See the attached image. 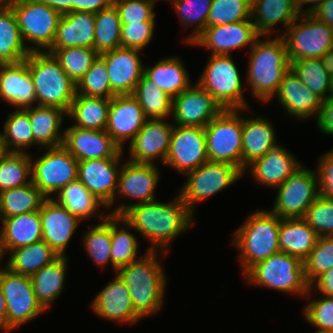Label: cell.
<instances>
[{
	"label": "cell",
	"instance_id": "11a10c76",
	"mask_svg": "<svg viewBox=\"0 0 333 333\" xmlns=\"http://www.w3.org/2000/svg\"><path fill=\"white\" fill-rule=\"evenodd\" d=\"M303 219L318 237L333 236V200L319 195Z\"/></svg>",
	"mask_w": 333,
	"mask_h": 333
},
{
	"label": "cell",
	"instance_id": "d6986e66",
	"mask_svg": "<svg viewBox=\"0 0 333 333\" xmlns=\"http://www.w3.org/2000/svg\"><path fill=\"white\" fill-rule=\"evenodd\" d=\"M258 37L252 21H239L206 27L189 45L207 48L209 55H232L237 49H250Z\"/></svg>",
	"mask_w": 333,
	"mask_h": 333
},
{
	"label": "cell",
	"instance_id": "db71d44e",
	"mask_svg": "<svg viewBox=\"0 0 333 333\" xmlns=\"http://www.w3.org/2000/svg\"><path fill=\"white\" fill-rule=\"evenodd\" d=\"M333 267V236L318 237L315 247L304 261L305 277L311 285Z\"/></svg>",
	"mask_w": 333,
	"mask_h": 333
},
{
	"label": "cell",
	"instance_id": "4dcf8cb0",
	"mask_svg": "<svg viewBox=\"0 0 333 333\" xmlns=\"http://www.w3.org/2000/svg\"><path fill=\"white\" fill-rule=\"evenodd\" d=\"M270 120L259 115L242 116V171L257 158L266 155L276 144V129Z\"/></svg>",
	"mask_w": 333,
	"mask_h": 333
},
{
	"label": "cell",
	"instance_id": "c3c4849f",
	"mask_svg": "<svg viewBox=\"0 0 333 333\" xmlns=\"http://www.w3.org/2000/svg\"><path fill=\"white\" fill-rule=\"evenodd\" d=\"M29 153L8 152L0 158V192L32 182Z\"/></svg>",
	"mask_w": 333,
	"mask_h": 333
},
{
	"label": "cell",
	"instance_id": "52a82bcc",
	"mask_svg": "<svg viewBox=\"0 0 333 333\" xmlns=\"http://www.w3.org/2000/svg\"><path fill=\"white\" fill-rule=\"evenodd\" d=\"M240 72L232 55H209L197 83L226 109H250L243 93Z\"/></svg>",
	"mask_w": 333,
	"mask_h": 333
},
{
	"label": "cell",
	"instance_id": "94428289",
	"mask_svg": "<svg viewBox=\"0 0 333 333\" xmlns=\"http://www.w3.org/2000/svg\"><path fill=\"white\" fill-rule=\"evenodd\" d=\"M317 129L325 135L333 136V96L322 101L318 118Z\"/></svg>",
	"mask_w": 333,
	"mask_h": 333
},
{
	"label": "cell",
	"instance_id": "44dd1931",
	"mask_svg": "<svg viewBox=\"0 0 333 333\" xmlns=\"http://www.w3.org/2000/svg\"><path fill=\"white\" fill-rule=\"evenodd\" d=\"M42 228V240L45 241L58 256L67 257L66 250L80 226L82 220L71 214L53 198H47L39 210Z\"/></svg>",
	"mask_w": 333,
	"mask_h": 333
},
{
	"label": "cell",
	"instance_id": "d590c367",
	"mask_svg": "<svg viewBox=\"0 0 333 333\" xmlns=\"http://www.w3.org/2000/svg\"><path fill=\"white\" fill-rule=\"evenodd\" d=\"M7 252L42 240L39 211L0 218Z\"/></svg>",
	"mask_w": 333,
	"mask_h": 333
},
{
	"label": "cell",
	"instance_id": "34e18365",
	"mask_svg": "<svg viewBox=\"0 0 333 333\" xmlns=\"http://www.w3.org/2000/svg\"><path fill=\"white\" fill-rule=\"evenodd\" d=\"M333 96V75H331L329 97Z\"/></svg>",
	"mask_w": 333,
	"mask_h": 333
},
{
	"label": "cell",
	"instance_id": "7c38bea8",
	"mask_svg": "<svg viewBox=\"0 0 333 333\" xmlns=\"http://www.w3.org/2000/svg\"><path fill=\"white\" fill-rule=\"evenodd\" d=\"M276 189L278 191L270 211L281 219L303 218L320 195L317 170L302 164Z\"/></svg>",
	"mask_w": 333,
	"mask_h": 333
},
{
	"label": "cell",
	"instance_id": "681fc988",
	"mask_svg": "<svg viewBox=\"0 0 333 333\" xmlns=\"http://www.w3.org/2000/svg\"><path fill=\"white\" fill-rule=\"evenodd\" d=\"M290 68L301 82L322 101L329 97L331 76L319 58H305L292 61Z\"/></svg>",
	"mask_w": 333,
	"mask_h": 333
},
{
	"label": "cell",
	"instance_id": "9c48e42d",
	"mask_svg": "<svg viewBox=\"0 0 333 333\" xmlns=\"http://www.w3.org/2000/svg\"><path fill=\"white\" fill-rule=\"evenodd\" d=\"M12 10L28 50L46 52L53 45L62 15L37 0H18Z\"/></svg>",
	"mask_w": 333,
	"mask_h": 333
},
{
	"label": "cell",
	"instance_id": "603a6c76",
	"mask_svg": "<svg viewBox=\"0 0 333 333\" xmlns=\"http://www.w3.org/2000/svg\"><path fill=\"white\" fill-rule=\"evenodd\" d=\"M141 50L118 48L99 55L106 63L114 95H132L144 74Z\"/></svg>",
	"mask_w": 333,
	"mask_h": 333
},
{
	"label": "cell",
	"instance_id": "003e7915",
	"mask_svg": "<svg viewBox=\"0 0 333 333\" xmlns=\"http://www.w3.org/2000/svg\"><path fill=\"white\" fill-rule=\"evenodd\" d=\"M326 0H294L295 5L300 14H306L314 11L320 4H322ZM307 4V8L304 9V5ZM312 4V5H311Z\"/></svg>",
	"mask_w": 333,
	"mask_h": 333
},
{
	"label": "cell",
	"instance_id": "74e56055",
	"mask_svg": "<svg viewBox=\"0 0 333 333\" xmlns=\"http://www.w3.org/2000/svg\"><path fill=\"white\" fill-rule=\"evenodd\" d=\"M111 99L76 94L67 117L72 126L83 129L105 130Z\"/></svg>",
	"mask_w": 333,
	"mask_h": 333
},
{
	"label": "cell",
	"instance_id": "ab89813d",
	"mask_svg": "<svg viewBox=\"0 0 333 333\" xmlns=\"http://www.w3.org/2000/svg\"><path fill=\"white\" fill-rule=\"evenodd\" d=\"M131 228L121 215H111V267L114 273L140 259L137 258L138 237L130 231Z\"/></svg>",
	"mask_w": 333,
	"mask_h": 333
},
{
	"label": "cell",
	"instance_id": "9f6ffc18",
	"mask_svg": "<svg viewBox=\"0 0 333 333\" xmlns=\"http://www.w3.org/2000/svg\"><path fill=\"white\" fill-rule=\"evenodd\" d=\"M307 302L302 309L305 321L317 329L315 332H333V297L321 295Z\"/></svg>",
	"mask_w": 333,
	"mask_h": 333
},
{
	"label": "cell",
	"instance_id": "8d00e7d4",
	"mask_svg": "<svg viewBox=\"0 0 333 333\" xmlns=\"http://www.w3.org/2000/svg\"><path fill=\"white\" fill-rule=\"evenodd\" d=\"M52 198L82 221L90 220L92 216L102 221L108 215L105 210L101 213L100 206L106 209L104 205L78 179L62 188L56 197Z\"/></svg>",
	"mask_w": 333,
	"mask_h": 333
},
{
	"label": "cell",
	"instance_id": "ac0fdd59",
	"mask_svg": "<svg viewBox=\"0 0 333 333\" xmlns=\"http://www.w3.org/2000/svg\"><path fill=\"white\" fill-rule=\"evenodd\" d=\"M223 109L197 82L172 99V123L179 126H207Z\"/></svg>",
	"mask_w": 333,
	"mask_h": 333
},
{
	"label": "cell",
	"instance_id": "7bdbcfd3",
	"mask_svg": "<svg viewBox=\"0 0 333 333\" xmlns=\"http://www.w3.org/2000/svg\"><path fill=\"white\" fill-rule=\"evenodd\" d=\"M132 96L139 102L147 119H168L172 115V98L144 74Z\"/></svg>",
	"mask_w": 333,
	"mask_h": 333
},
{
	"label": "cell",
	"instance_id": "2e32d148",
	"mask_svg": "<svg viewBox=\"0 0 333 333\" xmlns=\"http://www.w3.org/2000/svg\"><path fill=\"white\" fill-rule=\"evenodd\" d=\"M208 160L204 128L174 125L164 166L185 175Z\"/></svg>",
	"mask_w": 333,
	"mask_h": 333
},
{
	"label": "cell",
	"instance_id": "11e5206c",
	"mask_svg": "<svg viewBox=\"0 0 333 333\" xmlns=\"http://www.w3.org/2000/svg\"><path fill=\"white\" fill-rule=\"evenodd\" d=\"M315 333H333V332L330 331V332H315Z\"/></svg>",
	"mask_w": 333,
	"mask_h": 333
},
{
	"label": "cell",
	"instance_id": "5b68a950",
	"mask_svg": "<svg viewBox=\"0 0 333 333\" xmlns=\"http://www.w3.org/2000/svg\"><path fill=\"white\" fill-rule=\"evenodd\" d=\"M34 84L36 105L69 111L76 95V83L48 52H30L25 59Z\"/></svg>",
	"mask_w": 333,
	"mask_h": 333
},
{
	"label": "cell",
	"instance_id": "ee69618b",
	"mask_svg": "<svg viewBox=\"0 0 333 333\" xmlns=\"http://www.w3.org/2000/svg\"><path fill=\"white\" fill-rule=\"evenodd\" d=\"M121 26L114 4L95 13L94 50L99 55L121 47Z\"/></svg>",
	"mask_w": 333,
	"mask_h": 333
},
{
	"label": "cell",
	"instance_id": "3957f363",
	"mask_svg": "<svg viewBox=\"0 0 333 333\" xmlns=\"http://www.w3.org/2000/svg\"><path fill=\"white\" fill-rule=\"evenodd\" d=\"M259 36L249 49L245 76L251 96L266 103L278 92L285 73L290 69L286 46L281 36Z\"/></svg>",
	"mask_w": 333,
	"mask_h": 333
},
{
	"label": "cell",
	"instance_id": "4fadbf2b",
	"mask_svg": "<svg viewBox=\"0 0 333 333\" xmlns=\"http://www.w3.org/2000/svg\"><path fill=\"white\" fill-rule=\"evenodd\" d=\"M44 149L40 157L33 158L31 154L32 183L47 198H52L77 180L78 160L62 145Z\"/></svg>",
	"mask_w": 333,
	"mask_h": 333
},
{
	"label": "cell",
	"instance_id": "484cf974",
	"mask_svg": "<svg viewBox=\"0 0 333 333\" xmlns=\"http://www.w3.org/2000/svg\"><path fill=\"white\" fill-rule=\"evenodd\" d=\"M301 165L292 152L277 142L269 148L266 155L249 164L244 175L249 172L255 183L276 189Z\"/></svg>",
	"mask_w": 333,
	"mask_h": 333
},
{
	"label": "cell",
	"instance_id": "f1b7e54d",
	"mask_svg": "<svg viewBox=\"0 0 333 333\" xmlns=\"http://www.w3.org/2000/svg\"><path fill=\"white\" fill-rule=\"evenodd\" d=\"M95 13L73 11L59 19L53 45L49 49L87 47L94 49Z\"/></svg>",
	"mask_w": 333,
	"mask_h": 333
},
{
	"label": "cell",
	"instance_id": "bcb514c9",
	"mask_svg": "<svg viewBox=\"0 0 333 333\" xmlns=\"http://www.w3.org/2000/svg\"><path fill=\"white\" fill-rule=\"evenodd\" d=\"M82 235V247L94 264L99 268L111 265V214Z\"/></svg>",
	"mask_w": 333,
	"mask_h": 333
},
{
	"label": "cell",
	"instance_id": "f35d334b",
	"mask_svg": "<svg viewBox=\"0 0 333 333\" xmlns=\"http://www.w3.org/2000/svg\"><path fill=\"white\" fill-rule=\"evenodd\" d=\"M8 254L10 255L5 267L14 273L26 276H31L58 257L43 240L12 249Z\"/></svg>",
	"mask_w": 333,
	"mask_h": 333
},
{
	"label": "cell",
	"instance_id": "7402d4cb",
	"mask_svg": "<svg viewBox=\"0 0 333 333\" xmlns=\"http://www.w3.org/2000/svg\"><path fill=\"white\" fill-rule=\"evenodd\" d=\"M143 109L132 95H115L111 98L105 131L124 150L141 130L145 121Z\"/></svg>",
	"mask_w": 333,
	"mask_h": 333
},
{
	"label": "cell",
	"instance_id": "5bb4252c",
	"mask_svg": "<svg viewBox=\"0 0 333 333\" xmlns=\"http://www.w3.org/2000/svg\"><path fill=\"white\" fill-rule=\"evenodd\" d=\"M121 163L115 199L106 208L107 210L112 207L113 210L107 211L111 215H122L133 205L156 200L155 191L160 179L159 163L155 165L135 163L129 160ZM117 197L128 198L133 202L129 204L121 202V204L116 205ZM113 205L116 207L113 208Z\"/></svg>",
	"mask_w": 333,
	"mask_h": 333
},
{
	"label": "cell",
	"instance_id": "60d3db41",
	"mask_svg": "<svg viewBox=\"0 0 333 333\" xmlns=\"http://www.w3.org/2000/svg\"><path fill=\"white\" fill-rule=\"evenodd\" d=\"M29 54L12 8L0 10V64L19 63Z\"/></svg>",
	"mask_w": 333,
	"mask_h": 333
},
{
	"label": "cell",
	"instance_id": "83f0119b",
	"mask_svg": "<svg viewBox=\"0 0 333 333\" xmlns=\"http://www.w3.org/2000/svg\"><path fill=\"white\" fill-rule=\"evenodd\" d=\"M0 98L15 109L36 105L34 84L25 60L0 64Z\"/></svg>",
	"mask_w": 333,
	"mask_h": 333
},
{
	"label": "cell",
	"instance_id": "d6a6232c",
	"mask_svg": "<svg viewBox=\"0 0 333 333\" xmlns=\"http://www.w3.org/2000/svg\"><path fill=\"white\" fill-rule=\"evenodd\" d=\"M68 262V257L58 256L30 276L36 300L45 311L63 292Z\"/></svg>",
	"mask_w": 333,
	"mask_h": 333
},
{
	"label": "cell",
	"instance_id": "b9f144b4",
	"mask_svg": "<svg viewBox=\"0 0 333 333\" xmlns=\"http://www.w3.org/2000/svg\"><path fill=\"white\" fill-rule=\"evenodd\" d=\"M47 197L31 182L0 192V218L39 211Z\"/></svg>",
	"mask_w": 333,
	"mask_h": 333
},
{
	"label": "cell",
	"instance_id": "753ad0ef",
	"mask_svg": "<svg viewBox=\"0 0 333 333\" xmlns=\"http://www.w3.org/2000/svg\"><path fill=\"white\" fill-rule=\"evenodd\" d=\"M8 153V150L5 146L4 138H3V131L0 132V158L5 156Z\"/></svg>",
	"mask_w": 333,
	"mask_h": 333
},
{
	"label": "cell",
	"instance_id": "816d5d0a",
	"mask_svg": "<svg viewBox=\"0 0 333 333\" xmlns=\"http://www.w3.org/2000/svg\"><path fill=\"white\" fill-rule=\"evenodd\" d=\"M76 94L107 99L115 96L111 91L106 63L100 56L76 83Z\"/></svg>",
	"mask_w": 333,
	"mask_h": 333
},
{
	"label": "cell",
	"instance_id": "6125c7cd",
	"mask_svg": "<svg viewBox=\"0 0 333 333\" xmlns=\"http://www.w3.org/2000/svg\"><path fill=\"white\" fill-rule=\"evenodd\" d=\"M317 290V291H316ZM333 297V267L321 274L311 285L305 298H310L313 292Z\"/></svg>",
	"mask_w": 333,
	"mask_h": 333
},
{
	"label": "cell",
	"instance_id": "4316f807",
	"mask_svg": "<svg viewBox=\"0 0 333 333\" xmlns=\"http://www.w3.org/2000/svg\"><path fill=\"white\" fill-rule=\"evenodd\" d=\"M274 97L287 115L300 121L319 116L322 100L301 82L291 68L285 73Z\"/></svg>",
	"mask_w": 333,
	"mask_h": 333
},
{
	"label": "cell",
	"instance_id": "f6af8a7d",
	"mask_svg": "<svg viewBox=\"0 0 333 333\" xmlns=\"http://www.w3.org/2000/svg\"><path fill=\"white\" fill-rule=\"evenodd\" d=\"M3 138L8 152L27 153L32 146L38 145L34 140L29 115L23 109H14L7 115L3 124Z\"/></svg>",
	"mask_w": 333,
	"mask_h": 333
},
{
	"label": "cell",
	"instance_id": "8fae6325",
	"mask_svg": "<svg viewBox=\"0 0 333 333\" xmlns=\"http://www.w3.org/2000/svg\"><path fill=\"white\" fill-rule=\"evenodd\" d=\"M243 176L244 172L235 165L208 160L200 167L185 174L186 181L180 188L178 195L195 213L198 203L223 191Z\"/></svg>",
	"mask_w": 333,
	"mask_h": 333
},
{
	"label": "cell",
	"instance_id": "9a60e30c",
	"mask_svg": "<svg viewBox=\"0 0 333 333\" xmlns=\"http://www.w3.org/2000/svg\"><path fill=\"white\" fill-rule=\"evenodd\" d=\"M0 288L6 301L7 333L46 312L36 300L30 276L0 267Z\"/></svg>",
	"mask_w": 333,
	"mask_h": 333
},
{
	"label": "cell",
	"instance_id": "6f0895ef",
	"mask_svg": "<svg viewBox=\"0 0 333 333\" xmlns=\"http://www.w3.org/2000/svg\"><path fill=\"white\" fill-rule=\"evenodd\" d=\"M122 24L131 22H156L155 1L153 0H114Z\"/></svg>",
	"mask_w": 333,
	"mask_h": 333
},
{
	"label": "cell",
	"instance_id": "ffe728a7",
	"mask_svg": "<svg viewBox=\"0 0 333 333\" xmlns=\"http://www.w3.org/2000/svg\"><path fill=\"white\" fill-rule=\"evenodd\" d=\"M123 154L119 157L78 161L77 179L105 208L115 199Z\"/></svg>",
	"mask_w": 333,
	"mask_h": 333
},
{
	"label": "cell",
	"instance_id": "f546056e",
	"mask_svg": "<svg viewBox=\"0 0 333 333\" xmlns=\"http://www.w3.org/2000/svg\"><path fill=\"white\" fill-rule=\"evenodd\" d=\"M299 15L294 0H251V21L259 36H271L277 25L284 32Z\"/></svg>",
	"mask_w": 333,
	"mask_h": 333
},
{
	"label": "cell",
	"instance_id": "03108f58",
	"mask_svg": "<svg viewBox=\"0 0 333 333\" xmlns=\"http://www.w3.org/2000/svg\"><path fill=\"white\" fill-rule=\"evenodd\" d=\"M55 9L61 15L71 12V0H37Z\"/></svg>",
	"mask_w": 333,
	"mask_h": 333
},
{
	"label": "cell",
	"instance_id": "e7e4bbea",
	"mask_svg": "<svg viewBox=\"0 0 333 333\" xmlns=\"http://www.w3.org/2000/svg\"><path fill=\"white\" fill-rule=\"evenodd\" d=\"M311 14L324 24L333 28V0H326L314 9Z\"/></svg>",
	"mask_w": 333,
	"mask_h": 333
},
{
	"label": "cell",
	"instance_id": "ba28073f",
	"mask_svg": "<svg viewBox=\"0 0 333 333\" xmlns=\"http://www.w3.org/2000/svg\"><path fill=\"white\" fill-rule=\"evenodd\" d=\"M249 110H222L204 127L209 161L229 163L242 170L241 113Z\"/></svg>",
	"mask_w": 333,
	"mask_h": 333
},
{
	"label": "cell",
	"instance_id": "e575fe53",
	"mask_svg": "<svg viewBox=\"0 0 333 333\" xmlns=\"http://www.w3.org/2000/svg\"><path fill=\"white\" fill-rule=\"evenodd\" d=\"M317 239L318 235L303 218H280L279 251L304 262L315 247Z\"/></svg>",
	"mask_w": 333,
	"mask_h": 333
},
{
	"label": "cell",
	"instance_id": "6da1fadb",
	"mask_svg": "<svg viewBox=\"0 0 333 333\" xmlns=\"http://www.w3.org/2000/svg\"><path fill=\"white\" fill-rule=\"evenodd\" d=\"M194 215L177 194L169 202L154 200L133 205L121 216L150 242L148 251L168 253L170 242L194 226Z\"/></svg>",
	"mask_w": 333,
	"mask_h": 333
},
{
	"label": "cell",
	"instance_id": "f907efd6",
	"mask_svg": "<svg viewBox=\"0 0 333 333\" xmlns=\"http://www.w3.org/2000/svg\"><path fill=\"white\" fill-rule=\"evenodd\" d=\"M59 62L66 74L77 83L90 69L99 54L87 47H68L62 49H48Z\"/></svg>",
	"mask_w": 333,
	"mask_h": 333
},
{
	"label": "cell",
	"instance_id": "91938a15",
	"mask_svg": "<svg viewBox=\"0 0 333 333\" xmlns=\"http://www.w3.org/2000/svg\"><path fill=\"white\" fill-rule=\"evenodd\" d=\"M317 165L319 192L325 198L333 200V148L322 154Z\"/></svg>",
	"mask_w": 333,
	"mask_h": 333
},
{
	"label": "cell",
	"instance_id": "277c9868",
	"mask_svg": "<svg viewBox=\"0 0 333 333\" xmlns=\"http://www.w3.org/2000/svg\"><path fill=\"white\" fill-rule=\"evenodd\" d=\"M280 218L270 210L258 209L235 230L232 246L237 248L242 274L279 252Z\"/></svg>",
	"mask_w": 333,
	"mask_h": 333
},
{
	"label": "cell",
	"instance_id": "836d02e7",
	"mask_svg": "<svg viewBox=\"0 0 333 333\" xmlns=\"http://www.w3.org/2000/svg\"><path fill=\"white\" fill-rule=\"evenodd\" d=\"M144 75L174 99L192 84L185 64L179 57H165L154 65H144Z\"/></svg>",
	"mask_w": 333,
	"mask_h": 333
},
{
	"label": "cell",
	"instance_id": "1f68e13d",
	"mask_svg": "<svg viewBox=\"0 0 333 333\" xmlns=\"http://www.w3.org/2000/svg\"><path fill=\"white\" fill-rule=\"evenodd\" d=\"M23 110L29 115L34 140L41 147L38 152L43 148L58 147L63 144L64 131L61 127L67 111L55 106L39 105Z\"/></svg>",
	"mask_w": 333,
	"mask_h": 333
},
{
	"label": "cell",
	"instance_id": "be15d7a7",
	"mask_svg": "<svg viewBox=\"0 0 333 333\" xmlns=\"http://www.w3.org/2000/svg\"><path fill=\"white\" fill-rule=\"evenodd\" d=\"M114 0H71V12L82 11L96 13L110 7Z\"/></svg>",
	"mask_w": 333,
	"mask_h": 333
},
{
	"label": "cell",
	"instance_id": "8992f818",
	"mask_svg": "<svg viewBox=\"0 0 333 333\" xmlns=\"http://www.w3.org/2000/svg\"><path fill=\"white\" fill-rule=\"evenodd\" d=\"M243 277L250 285L295 294L303 299L310 288L304 262L281 251L252 266Z\"/></svg>",
	"mask_w": 333,
	"mask_h": 333
},
{
	"label": "cell",
	"instance_id": "cb8c5ba5",
	"mask_svg": "<svg viewBox=\"0 0 333 333\" xmlns=\"http://www.w3.org/2000/svg\"><path fill=\"white\" fill-rule=\"evenodd\" d=\"M63 130L62 146L78 161L119 157L124 153L105 130L83 129L72 125Z\"/></svg>",
	"mask_w": 333,
	"mask_h": 333
},
{
	"label": "cell",
	"instance_id": "2644e50d",
	"mask_svg": "<svg viewBox=\"0 0 333 333\" xmlns=\"http://www.w3.org/2000/svg\"><path fill=\"white\" fill-rule=\"evenodd\" d=\"M8 252L6 250V247H5V243H4V237H3V231H2V228L0 227V263L1 260H3V256L4 255H7Z\"/></svg>",
	"mask_w": 333,
	"mask_h": 333
},
{
	"label": "cell",
	"instance_id": "7a4b0ae2",
	"mask_svg": "<svg viewBox=\"0 0 333 333\" xmlns=\"http://www.w3.org/2000/svg\"><path fill=\"white\" fill-rule=\"evenodd\" d=\"M159 254L165 257L168 253L147 250L139 260L116 270L130 293L134 310L144 319L164 306L168 278Z\"/></svg>",
	"mask_w": 333,
	"mask_h": 333
},
{
	"label": "cell",
	"instance_id": "30bf717a",
	"mask_svg": "<svg viewBox=\"0 0 333 333\" xmlns=\"http://www.w3.org/2000/svg\"><path fill=\"white\" fill-rule=\"evenodd\" d=\"M289 62L305 58H320L333 49V28L312 14H300L282 33Z\"/></svg>",
	"mask_w": 333,
	"mask_h": 333
},
{
	"label": "cell",
	"instance_id": "680465c9",
	"mask_svg": "<svg viewBox=\"0 0 333 333\" xmlns=\"http://www.w3.org/2000/svg\"><path fill=\"white\" fill-rule=\"evenodd\" d=\"M156 22H131L121 26V47L145 50L150 44Z\"/></svg>",
	"mask_w": 333,
	"mask_h": 333
},
{
	"label": "cell",
	"instance_id": "d4e9b609",
	"mask_svg": "<svg viewBox=\"0 0 333 333\" xmlns=\"http://www.w3.org/2000/svg\"><path fill=\"white\" fill-rule=\"evenodd\" d=\"M90 305L95 315L110 322L134 325L142 319L134 310L127 287L116 273L113 280L98 291Z\"/></svg>",
	"mask_w": 333,
	"mask_h": 333
},
{
	"label": "cell",
	"instance_id": "8c879c8a",
	"mask_svg": "<svg viewBox=\"0 0 333 333\" xmlns=\"http://www.w3.org/2000/svg\"><path fill=\"white\" fill-rule=\"evenodd\" d=\"M18 0H0V10L10 9Z\"/></svg>",
	"mask_w": 333,
	"mask_h": 333
},
{
	"label": "cell",
	"instance_id": "89a4df30",
	"mask_svg": "<svg viewBox=\"0 0 333 333\" xmlns=\"http://www.w3.org/2000/svg\"><path fill=\"white\" fill-rule=\"evenodd\" d=\"M319 59H320L321 64L323 65V67L328 72V74L330 76L333 75V49L328 50Z\"/></svg>",
	"mask_w": 333,
	"mask_h": 333
},
{
	"label": "cell",
	"instance_id": "7dc6e473",
	"mask_svg": "<svg viewBox=\"0 0 333 333\" xmlns=\"http://www.w3.org/2000/svg\"><path fill=\"white\" fill-rule=\"evenodd\" d=\"M169 2L174 5V12L178 15L182 28L184 27V30L192 28L191 33L184 38V41L190 44L207 27L212 0H169Z\"/></svg>",
	"mask_w": 333,
	"mask_h": 333
},
{
	"label": "cell",
	"instance_id": "a7ac6f4b",
	"mask_svg": "<svg viewBox=\"0 0 333 333\" xmlns=\"http://www.w3.org/2000/svg\"><path fill=\"white\" fill-rule=\"evenodd\" d=\"M0 332L7 333L6 301L1 288H0Z\"/></svg>",
	"mask_w": 333,
	"mask_h": 333
},
{
	"label": "cell",
	"instance_id": "f5cc1de1",
	"mask_svg": "<svg viewBox=\"0 0 333 333\" xmlns=\"http://www.w3.org/2000/svg\"><path fill=\"white\" fill-rule=\"evenodd\" d=\"M251 21V0H212L207 27Z\"/></svg>",
	"mask_w": 333,
	"mask_h": 333
},
{
	"label": "cell",
	"instance_id": "e0dca14e",
	"mask_svg": "<svg viewBox=\"0 0 333 333\" xmlns=\"http://www.w3.org/2000/svg\"><path fill=\"white\" fill-rule=\"evenodd\" d=\"M174 124L165 119H147L129 143L128 160L135 163L164 165ZM158 160V161H157Z\"/></svg>",
	"mask_w": 333,
	"mask_h": 333
}]
</instances>
